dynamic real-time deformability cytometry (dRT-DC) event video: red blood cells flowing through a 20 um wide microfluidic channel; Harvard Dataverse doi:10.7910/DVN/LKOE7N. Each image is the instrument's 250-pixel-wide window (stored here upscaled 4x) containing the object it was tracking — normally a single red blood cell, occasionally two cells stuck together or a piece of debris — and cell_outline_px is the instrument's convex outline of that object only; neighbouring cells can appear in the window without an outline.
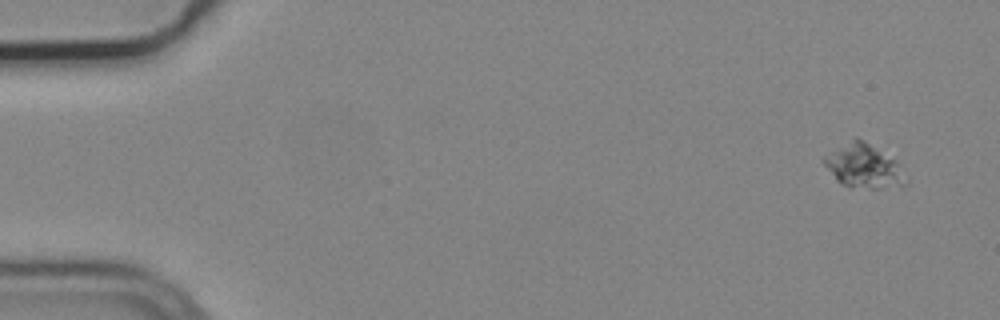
{"species": "common noctule bat (a hibernating species)", "species_latin": "Nyctalus noctula", "temperature_condition": "cold", "stored_images_in_passage": 6, "segment_of_instrument_passage": [1, 2], "camera_frame_rate_fps": 3000, "um_per_image_px": 0.085, "animal": {"sex": "male", "body_mass_g": 19.2, "forearm_length_mm": 51.8}, "frame": {"image": 1, "passage_image": 1, "time_ms": 0.0, "image_size_px": [1000, 320], "cell_outline_px": [[908, 184], [880, 188], [848, 188], [840, 184], [836, 180], [824, 164], [824, 160], [832, 152], [856, 136], [864, 140], [896, 160], [908, 176]], "centroid_in_image_um": [73.48, 14.15], "position_along_channel_um": 11.5, "area_um2": 20.81}}